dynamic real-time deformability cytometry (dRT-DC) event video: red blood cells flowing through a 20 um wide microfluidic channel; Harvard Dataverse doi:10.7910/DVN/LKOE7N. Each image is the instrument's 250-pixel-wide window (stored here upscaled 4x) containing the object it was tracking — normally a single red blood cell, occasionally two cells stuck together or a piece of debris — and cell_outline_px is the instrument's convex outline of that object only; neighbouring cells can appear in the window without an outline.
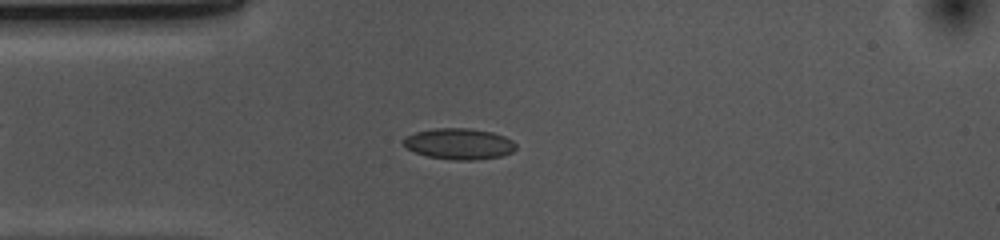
{"species": "common noctule bat (a hibernating species)", "species_latin": "Nyctalus noctula", "temperature_condition": "cold", "stored_images_in_passage": 52, "camera_frame_rate_fps": 3000, "um_per_image_px": 0.085, "animal": {"sex": "female", "body_mass_g": 10.0, "forearm_length_mm": 53.1}, "frame": {"image": 1, "passage_image": 12, "time_ms": 3.667, "image_size_px": [1000, 240], "cell_outline_px": [[516, 148], [512, 152], [500, 156], [476, 160], [452, 160], [428, 156], [416, 152], [408, 148], [404, 144], [404, 136], [416, 132], [436, 128], [468, 128], [492, 132], [504, 136], [512, 140], [516, 144]], "centroid_in_image_um": [39.04, 12.22], "position_along_channel_um": 46.0, "area_um2": 20.23}}
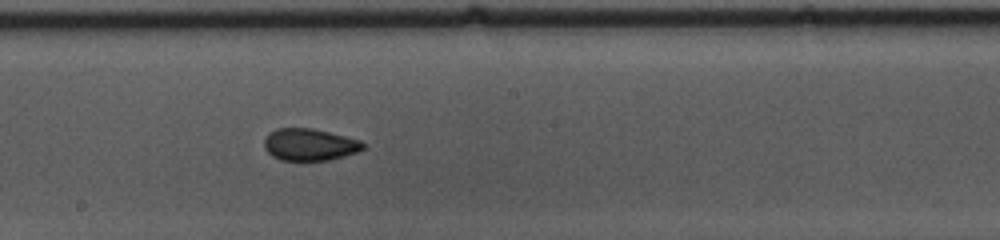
{"frame": {"image": 2, "passage_image": 27, "time_ms": 8.667, "image_size_px": [1000, 240], "cell_outline_px": [[364, 148], [356, 152], [344, 156], [328, 160], [280, 160], [272, 156], [264, 148], [264, 140], [268, 132], [276, 128], [312, 128], [360, 140], [364, 144]], "centroid_in_image_um": [26.27, 12.28], "position_along_channel_um": 221.9, "area_um2": 18.38}}
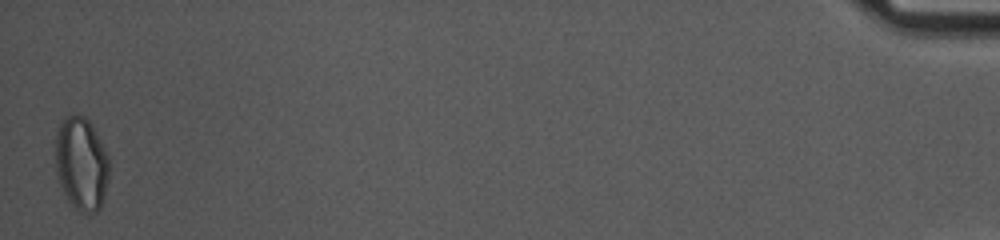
{"frame": {"image": 3, "passage_image": 52, "time_ms": 17.0, "image_size_px": [1000, 240], "cell_outline_px": [[108, 180], [104, 196], [100, 208], [96, 212], [80, 212], [68, 200], [60, 184], [56, 172], [56, 132], [60, 124], [68, 116], [84, 116], [92, 124], [108, 156]], "centroid_in_image_um": [6.92, 13.92], "position_along_channel_um": 428.3, "area_um2": 28.78}, "authors_computed_cell_mechanics": {"area_um2": 19.2185, "velocity_mm_per_s": 3.6856, "shape_relaxation_time_tau1_ms": 10.1347, "shape_relaxation_time_tau2_ms": 2.9671, "deformation_change_tau1": 0.1783, "deformation_change_tau2": 0.0658}}